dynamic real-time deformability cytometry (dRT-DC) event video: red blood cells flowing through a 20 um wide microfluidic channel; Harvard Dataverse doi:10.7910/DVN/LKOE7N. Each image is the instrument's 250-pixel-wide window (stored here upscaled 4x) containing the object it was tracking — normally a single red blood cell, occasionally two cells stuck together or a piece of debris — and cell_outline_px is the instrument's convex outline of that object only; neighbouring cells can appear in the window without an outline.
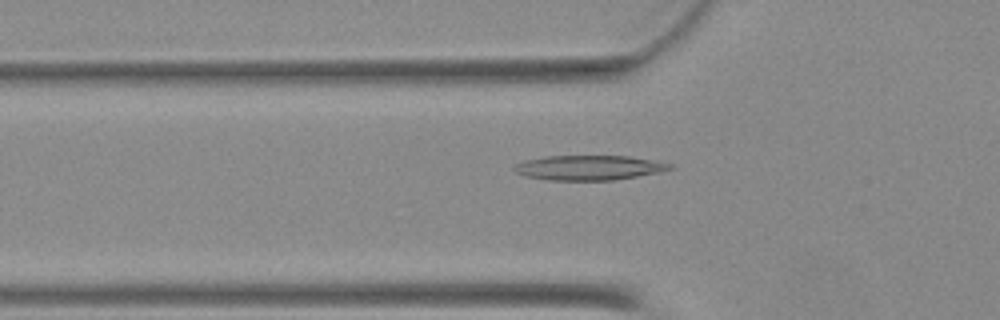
{"species": "Egyptian fruit bat (a non-hibernating species)", "species_latin": "Rousettus aegyptiacus", "temperature_condition": "warm", "stored_images_in_passage": 30, "camera_frame_rate_fps": 3000, "um_per_image_px": 0.085, "animal": {"sex": "female"}, "frame": {"image": 1, "passage_image": 2, "time_ms": 0.333, "image_size_px": [1000, 320], "cell_outline_px": [[676, 168], [660, 172], [612, 180], [548, 180], [524, 176], [516, 172], [512, 168], [516, 164], [524, 160], [544, 156], [628, 156], [652, 160], [672, 164]], "centroid_in_image_um": [50.04, 14.25], "position_along_channel_um": 75.8, "area_um2": 22.48}}
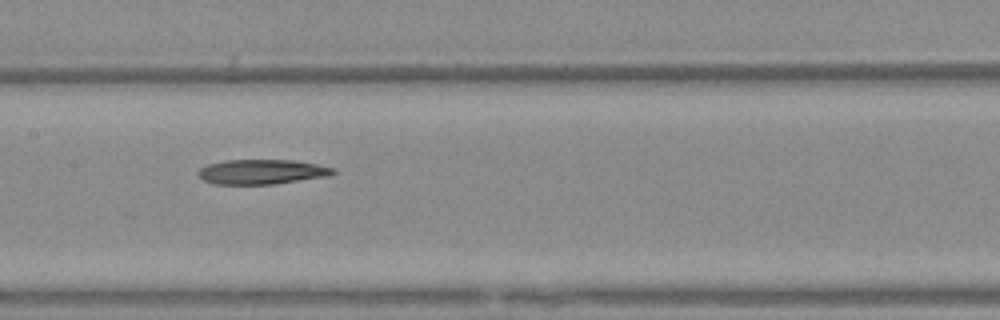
{"frame": {"image": 2, "passage_image": 10, "time_ms": 3.0, "image_size_px": [1000, 320], "cell_outline_px": [[336, 172], [328, 176], [276, 184], [212, 184], [200, 180], [196, 172], [200, 168], [208, 164], [224, 160], [296, 160], [336, 168]], "centroid_in_image_um": [22.22, 14.61], "position_along_channel_um": 185.2, "area_um2": 19.77}}
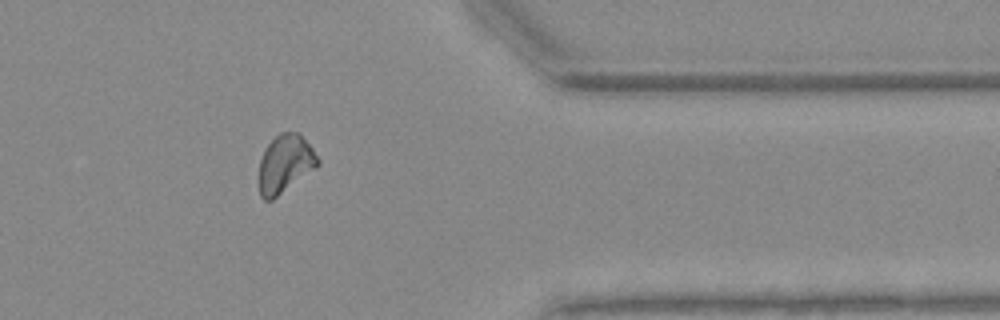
{"frame": {"image": 3, "passage_image": 26, "time_ms": 8.333, "image_size_px": [1000, 320], "cell_outline_px": [[320, 164], [316, 168], [272, 200], [264, 200], [260, 196], [260, 160], [268, 144], [280, 132], [300, 132], [312, 148], [320, 160]], "centroid_in_image_um": [24.26, 13.91], "position_along_channel_um": 387.1, "area_um2": 19.71}}